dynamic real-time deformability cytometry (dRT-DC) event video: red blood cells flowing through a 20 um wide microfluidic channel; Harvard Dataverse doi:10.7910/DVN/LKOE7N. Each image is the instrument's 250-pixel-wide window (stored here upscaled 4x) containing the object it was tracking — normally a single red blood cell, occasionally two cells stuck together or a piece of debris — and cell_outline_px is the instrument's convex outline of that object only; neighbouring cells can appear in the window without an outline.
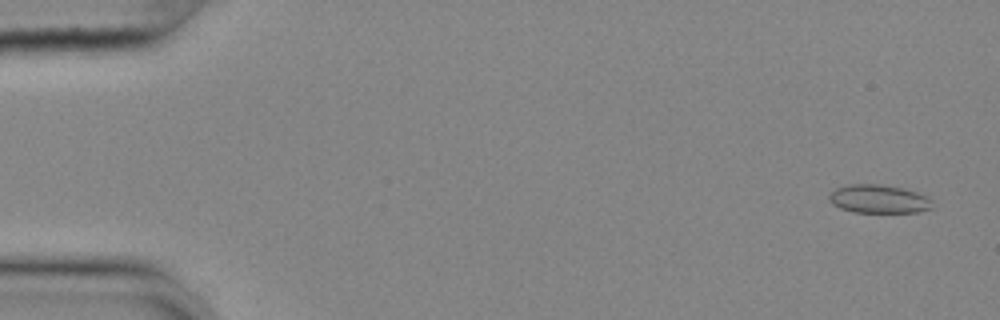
{"species": "common noctule bat (a hibernating species)", "species_latin": "Nyctalus noctula", "temperature_condition": "cold", "stored_images_in_passage": 56, "camera_frame_rate_fps": 3000, "um_per_image_px": 0.085, "animal": {"sex": "female", "body_mass_g": 25.1}, "frame": {"image": 1, "passage_image": 3, "time_ms": 0.667, "image_size_px": [1000, 320], "cell_outline_px": [[932, 208], [916, 212], [852, 212], [840, 208], [832, 204], [828, 200], [828, 196], [836, 188], [848, 184], [880, 184], [900, 188], [916, 192], [932, 200]], "centroid_in_image_um": [74.64, 16.92], "position_along_channel_um": 10.4, "area_um2": 16.99}}
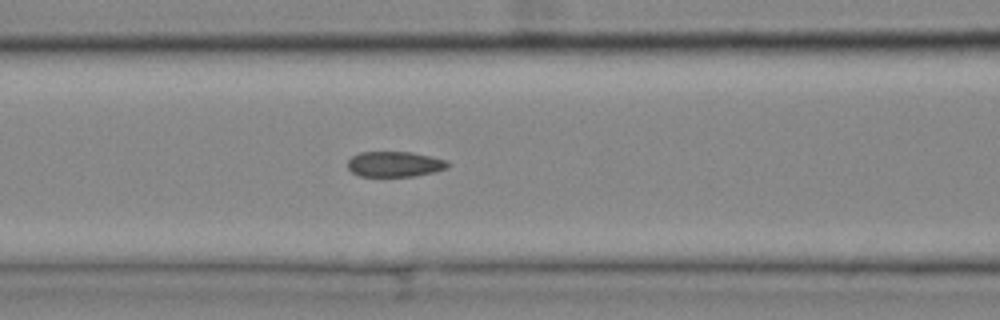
{"frame": {"image": 2, "passage_image": 24, "time_ms": 7.667, "image_size_px": [1000, 320], "cell_outline_px": [[448, 168], [416, 176], [360, 176], [352, 172], [348, 168], [348, 160], [352, 156], [360, 152], [412, 152], [444, 160], [448, 164]], "centroid_in_image_um": [33.5, 13.95], "position_along_channel_um": 133.1, "area_um2": 14.62}}
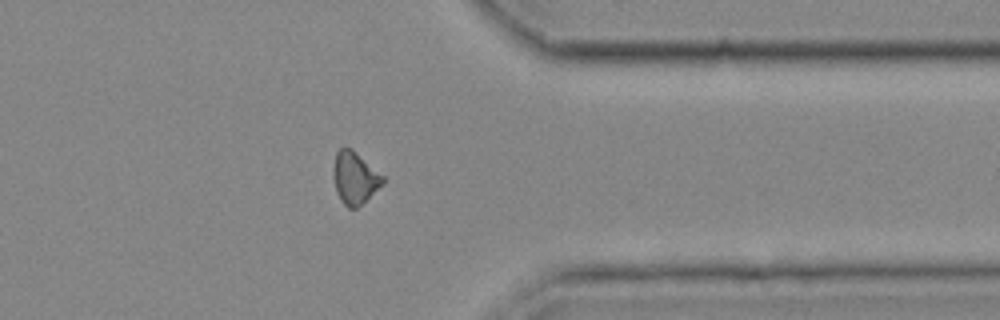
{"frame": {"image": 3, "passage_image": 45, "time_ms": 14.667, "image_size_px": [1000, 320], "cell_outline_px": [[384, 184], [356, 208], [348, 208], [340, 200], [336, 192], [332, 176], [332, 168], [336, 152], [340, 148], [352, 148], [384, 176]], "centroid_in_image_um": [30.13, 15.11], "position_along_channel_um": 381.3, "area_um2": 15.2}, "authors_computed_cell_mechanics": {"area_um2": 15.4326, "velocity_mm_per_s": 3.6534, "shape_relaxation_time_tau1_ms": null, "shape_relaxation_time_tau2_ms": 4.2427, "deformation_change_tau1": null, "deformation_change_tau2": 0.0737}}